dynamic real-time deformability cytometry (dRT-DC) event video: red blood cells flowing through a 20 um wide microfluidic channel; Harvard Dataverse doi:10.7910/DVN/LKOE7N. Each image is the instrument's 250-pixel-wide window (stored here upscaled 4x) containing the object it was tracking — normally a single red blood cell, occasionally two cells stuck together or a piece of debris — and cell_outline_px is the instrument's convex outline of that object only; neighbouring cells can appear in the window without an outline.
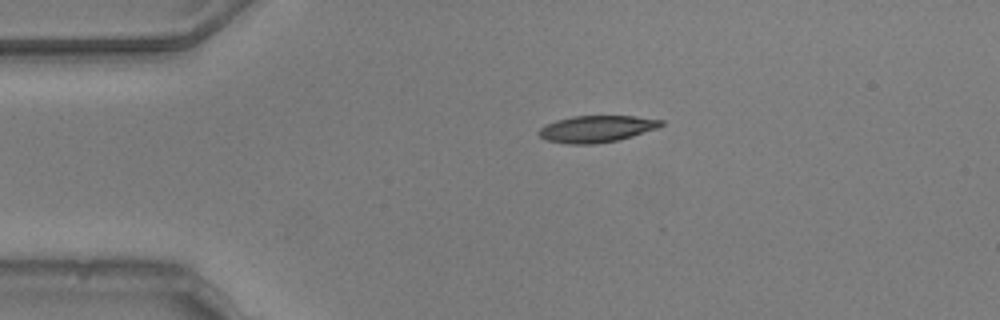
{"species": "common noctule bat (a hibernating species)", "species_latin": "Nyctalus noctula", "temperature_condition": "warm", "stored_images_in_passage": 43, "camera_frame_rate_fps": 3000, "um_per_image_px": 0.085, "animal": {"sex": "male", "body_mass_g": 20.5, "forearm_length_mm": 52.5}, "frame": {"image": 1, "passage_image": 1, "time_ms": 0.0, "image_size_px": [1000, 320], "cell_outline_px": [[664, 124], [656, 128], [632, 136], [616, 140], [592, 144], [568, 144], [548, 140], [540, 136], [536, 132], [540, 128], [556, 120], [572, 116], [636, 116], [664, 120]], "centroid_in_image_um": [50.71, 10.94], "position_along_channel_um": 34.3, "area_um2": 18.84}}
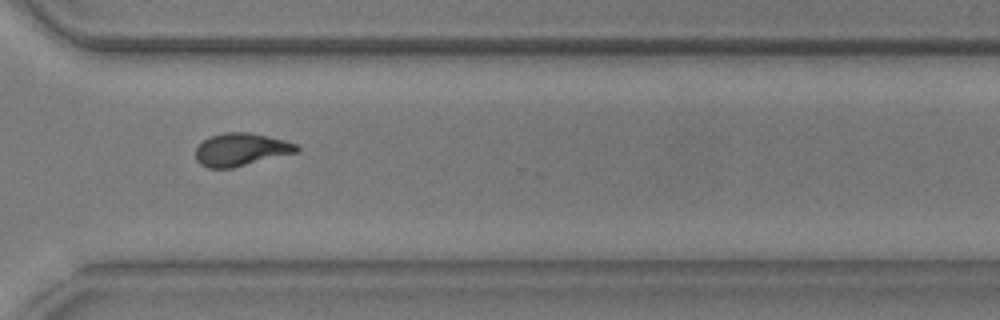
{"frame": {"image": 2, "passage_image": 29, "time_ms": 9.333, "image_size_px": [1000, 320], "cell_outline_px": [[300, 148], [296, 152], [232, 168], [208, 168], [200, 164], [196, 160], [196, 148], [208, 136], [224, 132], [248, 132], [268, 136], [284, 140], [296, 144]], "centroid_in_image_um": [20.45, 12.7], "position_along_channel_um": 350.2, "area_um2": 19.19}}
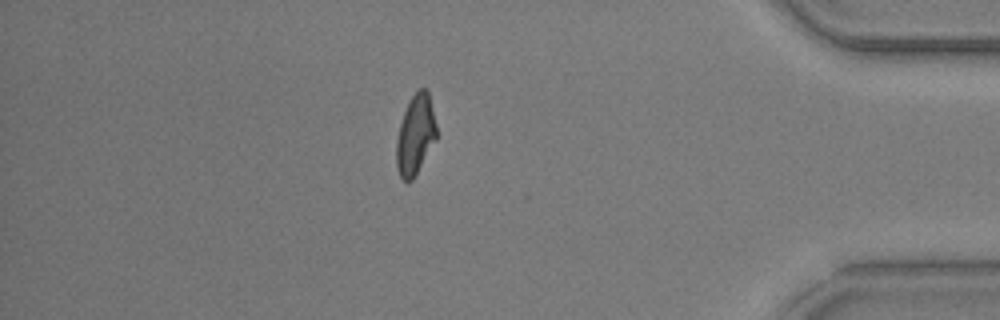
{"frame": {"image": 3, "passage_image": 36, "time_ms": 11.667, "image_size_px": [1000, 320], "cell_outline_px": [[436, 140], [412, 180], [408, 184], [400, 176], [396, 168], [396, 140], [400, 124], [408, 100], [420, 88], [424, 88], [428, 92], [436, 124]], "centroid_in_image_um": [35.29, 11.48], "position_along_channel_um": 399.9, "area_um2": 18.55}, "authors_computed_cell_mechanics": {"area_um2": 19.2474, "velocity_mm_per_s": 3.7839, "shape_relaxation_time_tau1_ms": 8.2967, "shape_relaxation_time_tau2_ms": 1.9068, "deformation_change_tau1": 0.2581, "deformation_change_tau2": 0.0888}}